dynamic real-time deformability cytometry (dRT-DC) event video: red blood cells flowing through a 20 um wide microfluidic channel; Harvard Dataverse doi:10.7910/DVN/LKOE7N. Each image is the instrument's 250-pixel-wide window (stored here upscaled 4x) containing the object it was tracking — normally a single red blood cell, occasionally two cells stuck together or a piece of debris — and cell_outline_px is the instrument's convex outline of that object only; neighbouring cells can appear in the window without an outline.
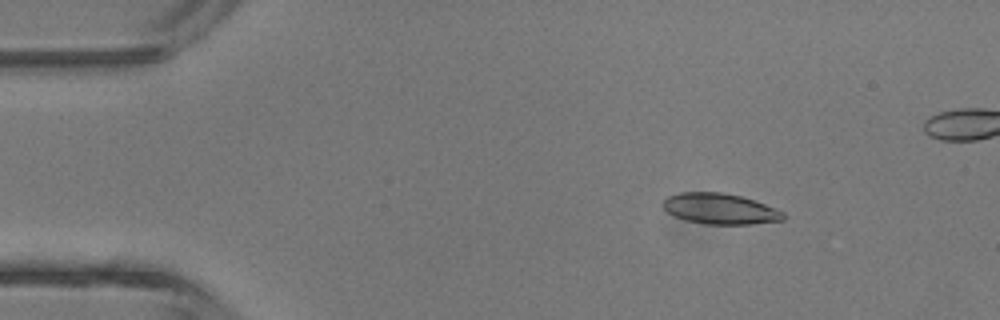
{"species": "common noctule bat (a hibernating species)", "species_latin": "Nyctalus noctula", "temperature_condition": "room temperature", "stored_images_in_passage": 4, "camera_frame_rate_fps": 3000, "um_per_image_px": 0.085, "animal": {"sex": "male", "body_mass_g": 13.3}, "frame": {"image": 1, "passage_image": 1, "time_ms": 0.0, "image_size_px": [1000, 320], "cell_outline_px": [[784, 220], [752, 224], [704, 224], [684, 220], [668, 212], [660, 204], [668, 196], [680, 192], [720, 192], [740, 196], [764, 204], [784, 212]], "centroid_in_image_um": [61.17, 17.75], "position_along_channel_um": 23.8, "area_um2": 21.44}}
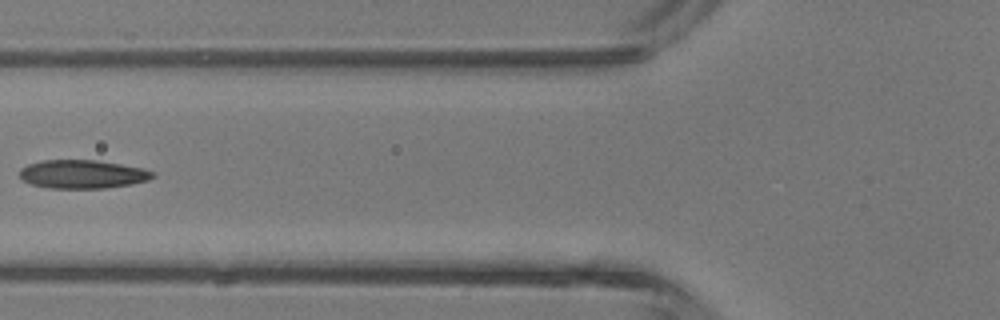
{"frame": {"image": 2, "passage_image": 4, "time_ms": 3.667, "image_size_px": [1000, 320], "cell_outline_px": [[156, 176], [148, 180], [132, 184], [104, 188], [48, 188], [32, 184], [24, 180], [20, 176], [20, 168], [28, 164], [44, 160], [96, 160], [144, 168], [156, 172]], "centroid_in_image_um": [7.06, 14.8], "position_along_channel_um": 118.7, "area_um2": 22.14}}